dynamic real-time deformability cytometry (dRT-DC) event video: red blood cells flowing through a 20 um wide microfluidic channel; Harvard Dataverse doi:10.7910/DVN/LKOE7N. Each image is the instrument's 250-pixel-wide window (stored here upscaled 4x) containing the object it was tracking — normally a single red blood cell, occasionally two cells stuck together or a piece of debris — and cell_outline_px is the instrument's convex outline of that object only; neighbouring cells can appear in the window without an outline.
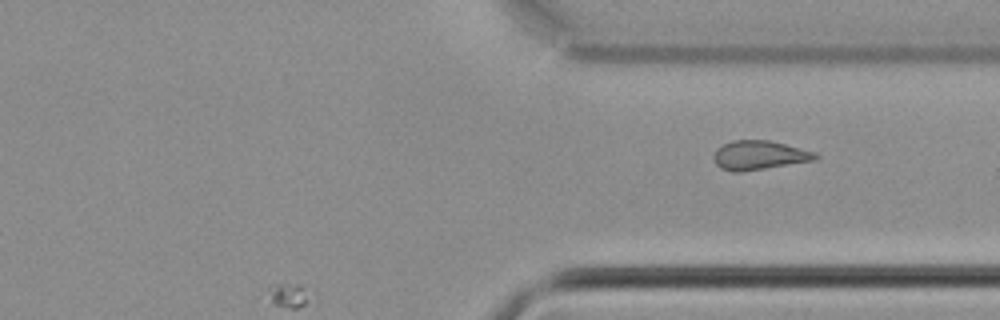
{"species": "common noctule bat (a hibernating species)", "species_latin": "Nyctalus noctula", "temperature_condition": "cold", "stored_images_in_passage": 28, "camera_frame_rate_fps": 3000, "um_per_image_px": 0.085, "animal": {"sex": "male", "body_mass_g": 21.5, "forearm_length_mm": 52.0}, "frame": {"image": 1, "passage_image": 28, "time_ms": 9.0, "image_size_px": [1000, 320], "cell_outline_px": [[820, 156], [816, 160], [740, 172], [732, 172], [720, 168], [716, 164], [712, 156], [716, 148], [732, 140], [768, 140], [816, 152]], "centroid_in_image_um": [64.51, 13.2], "position_along_channel_um": 346.9, "area_um2": 17.28}}